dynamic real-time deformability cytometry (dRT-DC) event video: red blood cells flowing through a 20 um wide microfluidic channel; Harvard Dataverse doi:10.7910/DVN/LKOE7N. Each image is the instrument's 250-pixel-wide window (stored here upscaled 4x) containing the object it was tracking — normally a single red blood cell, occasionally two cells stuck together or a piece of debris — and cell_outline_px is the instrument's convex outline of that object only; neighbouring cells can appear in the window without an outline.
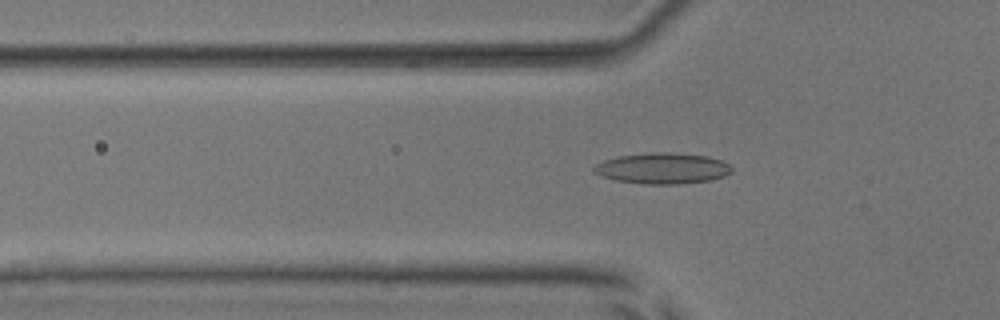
{"species": "common noctule bat (a hibernating species)", "species_latin": "Nyctalus noctula", "temperature_condition": "room temperature", "stored_images_in_passage": 51, "camera_frame_rate_fps": 3000, "um_per_image_px": 0.085, "animal": {"sex": "male", "body_mass_g": 17.9, "forearm_length_mm": 54.2}, "frame": {"image": 1, "passage_image": 16, "time_ms": 5.0, "image_size_px": [1000, 320], "cell_outline_px": [[732, 172], [724, 176], [708, 180], [676, 184], [644, 184], [616, 180], [600, 176], [592, 172], [592, 168], [596, 164], [604, 160], [620, 156], [652, 152], [668, 152], [708, 156], [720, 160], [728, 164], [732, 168]], "centroid_in_image_um": [56.28, 14.31], "position_along_channel_um": 69.5, "area_um2": 24.74}}
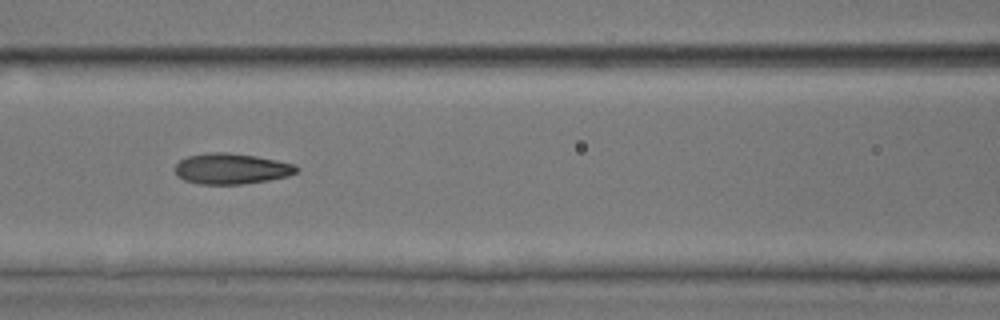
{"frame": {"image": 2, "passage_image": 22, "time_ms": 7.0, "image_size_px": [1000, 320], "cell_outline_px": [[300, 172], [288, 176], [268, 180], [240, 184], [200, 184], [184, 180], [176, 176], [176, 164], [180, 160], [188, 156], [208, 152], [228, 152], [256, 156], [296, 164], [300, 168]], "centroid_in_image_um": [19.7, 14.33], "position_along_channel_um": 146.9, "area_um2": 21.91}}
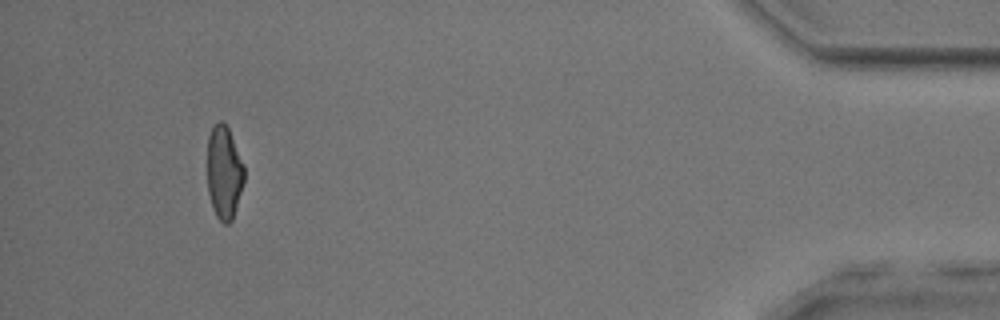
{"frame": {"image": 3, "passage_image": 48, "time_ms": 15.667, "image_size_px": [1000, 320], "cell_outline_px": [[244, 180], [232, 220], [228, 224], [224, 224], [216, 216], [212, 208], [208, 192], [208, 136], [212, 128], [220, 120], [224, 120], [228, 128], [244, 164]], "centroid_in_image_um": [19.04, 14.66], "position_along_channel_um": 416.2, "area_um2": 19.94}, "authors_computed_cell_mechanics": {"area_um2": 21.4438, "velocity_mm_per_s": 3.8743, "shape_relaxation_time_tau1_ms": 4.7325, "shape_relaxation_time_tau2_ms": 1.2344, "deformation_change_tau1": 0.158, "deformation_change_tau2": 0.0754}}